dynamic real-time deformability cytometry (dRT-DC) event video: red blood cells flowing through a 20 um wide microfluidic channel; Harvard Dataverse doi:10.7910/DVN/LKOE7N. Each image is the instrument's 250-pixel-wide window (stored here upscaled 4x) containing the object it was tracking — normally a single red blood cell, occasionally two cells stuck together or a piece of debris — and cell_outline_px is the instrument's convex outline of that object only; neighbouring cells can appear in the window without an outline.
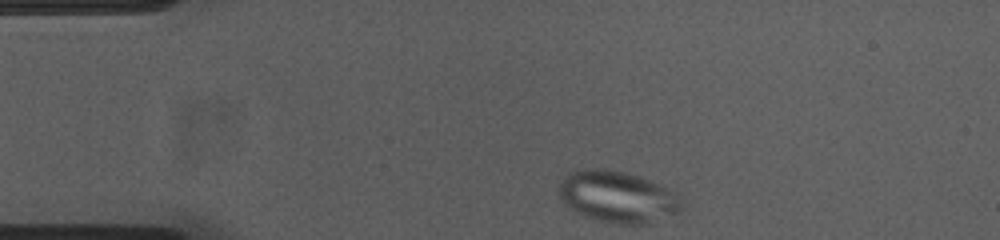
{"species": "common noctule bat (a hibernating species)", "species_latin": "Nyctalus noctula", "temperature_condition": "cold", "stored_images_in_passage": 36, "camera_frame_rate_fps": 3000, "um_per_image_px": 0.085, "animal": {"sex": "female", "body_mass_g": 23.0, "forearm_length_mm": 53.4}, "frame": {"image": 1, "passage_image": 1, "time_ms": 0.0, "image_size_px": [1000, 240], "cell_outline_px": [[680, 212], [652, 224], [616, 224], [600, 220], [572, 212], [564, 204], [560, 196], [560, 184], [568, 172], [588, 168], [604, 168], [624, 172], [660, 184], [672, 192], [680, 200]], "centroid_in_image_um": [52.46, 16.75], "position_along_channel_um": 32.5, "area_um2": 36.76}}
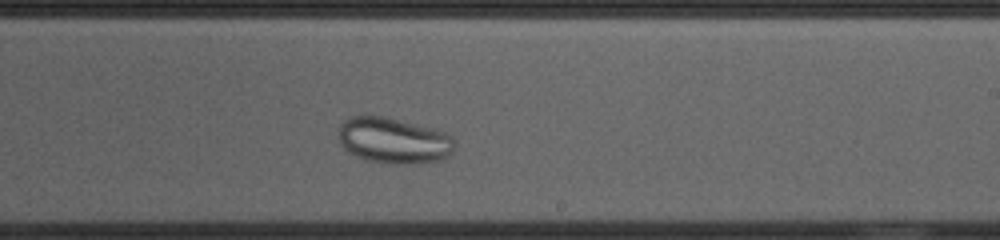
{"frame": {"image": 2, "passage_image": 23, "time_ms": 7.333, "image_size_px": [1000, 240], "cell_outline_px": [[452, 152], [444, 160], [416, 164], [392, 164], [368, 160], [356, 156], [348, 152], [340, 144], [340, 124], [348, 116], [388, 116], [436, 128], [452, 136]], "centroid_in_image_um": [33.47, 11.94], "position_along_channel_um": 255.5, "area_um2": 31.44}}
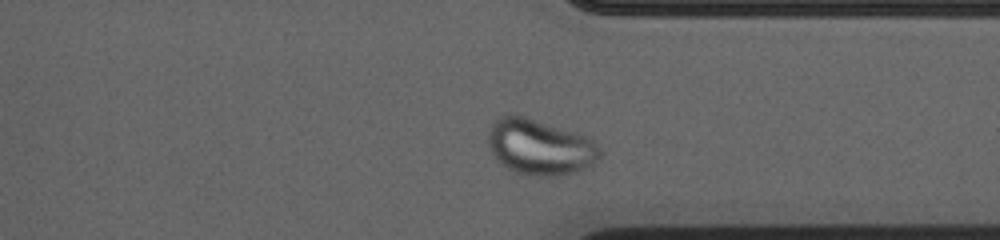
{"frame": {"image": 3, "passage_image": 32, "time_ms": 10.333, "image_size_px": [1000, 240], "cell_outline_px": [[604, 152], [588, 168], [576, 172], [560, 176], [532, 176], [516, 172], [504, 168], [496, 160], [488, 148], [488, 132], [492, 124], [500, 116], [508, 112], [524, 116], [576, 132], [592, 140]], "centroid_in_image_um": [45.86, 12.51], "position_along_channel_um": 365.5, "area_um2": 36.82}}